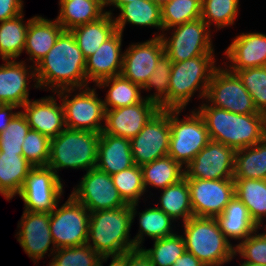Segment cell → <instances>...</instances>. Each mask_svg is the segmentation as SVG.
<instances>
[{
	"label": "cell",
	"instance_id": "cell-1",
	"mask_svg": "<svg viewBox=\"0 0 266 266\" xmlns=\"http://www.w3.org/2000/svg\"><path fill=\"white\" fill-rule=\"evenodd\" d=\"M85 68L86 59L73 34L63 31L54 46L35 65L38 88L55 93L63 89L88 87Z\"/></svg>",
	"mask_w": 266,
	"mask_h": 266
},
{
	"label": "cell",
	"instance_id": "cell-2",
	"mask_svg": "<svg viewBox=\"0 0 266 266\" xmlns=\"http://www.w3.org/2000/svg\"><path fill=\"white\" fill-rule=\"evenodd\" d=\"M203 102L196 110L211 140L239 150L255 145L266 136L265 114L232 113Z\"/></svg>",
	"mask_w": 266,
	"mask_h": 266
},
{
	"label": "cell",
	"instance_id": "cell-3",
	"mask_svg": "<svg viewBox=\"0 0 266 266\" xmlns=\"http://www.w3.org/2000/svg\"><path fill=\"white\" fill-rule=\"evenodd\" d=\"M215 56H198L182 62H173L168 97L159 105L162 110L186 109L194 96L205 100L216 66Z\"/></svg>",
	"mask_w": 266,
	"mask_h": 266
},
{
	"label": "cell",
	"instance_id": "cell-4",
	"mask_svg": "<svg viewBox=\"0 0 266 266\" xmlns=\"http://www.w3.org/2000/svg\"><path fill=\"white\" fill-rule=\"evenodd\" d=\"M132 223L131 205L128 204L90 212L86 244L100 256L120 255L137 249L133 239H129Z\"/></svg>",
	"mask_w": 266,
	"mask_h": 266
},
{
	"label": "cell",
	"instance_id": "cell-5",
	"mask_svg": "<svg viewBox=\"0 0 266 266\" xmlns=\"http://www.w3.org/2000/svg\"><path fill=\"white\" fill-rule=\"evenodd\" d=\"M182 225L186 251L205 266H223L235 257V247L226 239L215 217L192 216Z\"/></svg>",
	"mask_w": 266,
	"mask_h": 266
},
{
	"label": "cell",
	"instance_id": "cell-6",
	"mask_svg": "<svg viewBox=\"0 0 266 266\" xmlns=\"http://www.w3.org/2000/svg\"><path fill=\"white\" fill-rule=\"evenodd\" d=\"M99 138L100 133L65 128L51 138L47 166L57 175L65 168L85 171L95 168Z\"/></svg>",
	"mask_w": 266,
	"mask_h": 266
},
{
	"label": "cell",
	"instance_id": "cell-7",
	"mask_svg": "<svg viewBox=\"0 0 266 266\" xmlns=\"http://www.w3.org/2000/svg\"><path fill=\"white\" fill-rule=\"evenodd\" d=\"M182 111L184 109H170L168 155L185 168L211 139L205 122L196 109L181 119L179 116Z\"/></svg>",
	"mask_w": 266,
	"mask_h": 266
},
{
	"label": "cell",
	"instance_id": "cell-8",
	"mask_svg": "<svg viewBox=\"0 0 266 266\" xmlns=\"http://www.w3.org/2000/svg\"><path fill=\"white\" fill-rule=\"evenodd\" d=\"M96 89L88 86L55 92L63 105L66 128L96 133L103 131L105 108L103 100L98 98ZM77 90L78 93L75 92ZM74 92L73 96L71 93Z\"/></svg>",
	"mask_w": 266,
	"mask_h": 266
},
{
	"label": "cell",
	"instance_id": "cell-9",
	"mask_svg": "<svg viewBox=\"0 0 266 266\" xmlns=\"http://www.w3.org/2000/svg\"><path fill=\"white\" fill-rule=\"evenodd\" d=\"M173 29V30H172ZM172 30L171 36L165 32L161 38L164 42L165 54L172 62H182L198 56H214L211 29L201 19L189 21L165 31Z\"/></svg>",
	"mask_w": 266,
	"mask_h": 266
},
{
	"label": "cell",
	"instance_id": "cell-10",
	"mask_svg": "<svg viewBox=\"0 0 266 266\" xmlns=\"http://www.w3.org/2000/svg\"><path fill=\"white\" fill-rule=\"evenodd\" d=\"M90 211L71 194L50 213V232L56 249L82 246L88 240Z\"/></svg>",
	"mask_w": 266,
	"mask_h": 266
},
{
	"label": "cell",
	"instance_id": "cell-11",
	"mask_svg": "<svg viewBox=\"0 0 266 266\" xmlns=\"http://www.w3.org/2000/svg\"><path fill=\"white\" fill-rule=\"evenodd\" d=\"M223 67L219 65L215 70L207 89L205 102L232 113L263 114L255 108L250 93L238 75Z\"/></svg>",
	"mask_w": 266,
	"mask_h": 266
},
{
	"label": "cell",
	"instance_id": "cell-12",
	"mask_svg": "<svg viewBox=\"0 0 266 266\" xmlns=\"http://www.w3.org/2000/svg\"><path fill=\"white\" fill-rule=\"evenodd\" d=\"M63 194L61 177L48 166H35L18 196L24 202V210L51 213Z\"/></svg>",
	"mask_w": 266,
	"mask_h": 266
},
{
	"label": "cell",
	"instance_id": "cell-13",
	"mask_svg": "<svg viewBox=\"0 0 266 266\" xmlns=\"http://www.w3.org/2000/svg\"><path fill=\"white\" fill-rule=\"evenodd\" d=\"M134 164L142 166L168 155L170 110L160 109L131 140Z\"/></svg>",
	"mask_w": 266,
	"mask_h": 266
},
{
	"label": "cell",
	"instance_id": "cell-14",
	"mask_svg": "<svg viewBox=\"0 0 266 266\" xmlns=\"http://www.w3.org/2000/svg\"><path fill=\"white\" fill-rule=\"evenodd\" d=\"M236 150L210 140L184 168L186 179H233Z\"/></svg>",
	"mask_w": 266,
	"mask_h": 266
},
{
	"label": "cell",
	"instance_id": "cell-15",
	"mask_svg": "<svg viewBox=\"0 0 266 266\" xmlns=\"http://www.w3.org/2000/svg\"><path fill=\"white\" fill-rule=\"evenodd\" d=\"M71 195L90 212L122 208L127 204L119 195L111 175L92 168L82 176Z\"/></svg>",
	"mask_w": 266,
	"mask_h": 266
},
{
	"label": "cell",
	"instance_id": "cell-16",
	"mask_svg": "<svg viewBox=\"0 0 266 266\" xmlns=\"http://www.w3.org/2000/svg\"><path fill=\"white\" fill-rule=\"evenodd\" d=\"M193 215L216 217L235 195L234 179H187Z\"/></svg>",
	"mask_w": 266,
	"mask_h": 266
},
{
	"label": "cell",
	"instance_id": "cell-17",
	"mask_svg": "<svg viewBox=\"0 0 266 266\" xmlns=\"http://www.w3.org/2000/svg\"><path fill=\"white\" fill-rule=\"evenodd\" d=\"M17 227L20 229L16 234L17 241L35 264L44 258L48 250V256L57 250L50 232V213L24 210Z\"/></svg>",
	"mask_w": 266,
	"mask_h": 266
},
{
	"label": "cell",
	"instance_id": "cell-18",
	"mask_svg": "<svg viewBox=\"0 0 266 266\" xmlns=\"http://www.w3.org/2000/svg\"><path fill=\"white\" fill-rule=\"evenodd\" d=\"M164 54L165 48L161 36L142 43H132L124 50L121 75L143 87Z\"/></svg>",
	"mask_w": 266,
	"mask_h": 266
},
{
	"label": "cell",
	"instance_id": "cell-19",
	"mask_svg": "<svg viewBox=\"0 0 266 266\" xmlns=\"http://www.w3.org/2000/svg\"><path fill=\"white\" fill-rule=\"evenodd\" d=\"M159 110V106L147 98L134 105L105 110L102 132L131 140Z\"/></svg>",
	"mask_w": 266,
	"mask_h": 266
},
{
	"label": "cell",
	"instance_id": "cell-20",
	"mask_svg": "<svg viewBox=\"0 0 266 266\" xmlns=\"http://www.w3.org/2000/svg\"><path fill=\"white\" fill-rule=\"evenodd\" d=\"M3 63L0 65V104L20 109L29 100L30 79L38 88L35 66L27 67L25 61L17 60H3Z\"/></svg>",
	"mask_w": 266,
	"mask_h": 266
},
{
	"label": "cell",
	"instance_id": "cell-21",
	"mask_svg": "<svg viewBox=\"0 0 266 266\" xmlns=\"http://www.w3.org/2000/svg\"><path fill=\"white\" fill-rule=\"evenodd\" d=\"M57 99L53 95L30 99L21 107L30 128L50 139L66 128L63 105L57 103Z\"/></svg>",
	"mask_w": 266,
	"mask_h": 266
},
{
	"label": "cell",
	"instance_id": "cell-22",
	"mask_svg": "<svg viewBox=\"0 0 266 266\" xmlns=\"http://www.w3.org/2000/svg\"><path fill=\"white\" fill-rule=\"evenodd\" d=\"M225 50L228 62H223L228 70H238L266 66V34L247 32L237 35Z\"/></svg>",
	"mask_w": 266,
	"mask_h": 266
},
{
	"label": "cell",
	"instance_id": "cell-23",
	"mask_svg": "<svg viewBox=\"0 0 266 266\" xmlns=\"http://www.w3.org/2000/svg\"><path fill=\"white\" fill-rule=\"evenodd\" d=\"M122 38L123 34L116 31L86 59L85 74L88 83L92 80L96 86L102 80L121 75L124 56L121 49Z\"/></svg>",
	"mask_w": 266,
	"mask_h": 266
},
{
	"label": "cell",
	"instance_id": "cell-24",
	"mask_svg": "<svg viewBox=\"0 0 266 266\" xmlns=\"http://www.w3.org/2000/svg\"><path fill=\"white\" fill-rule=\"evenodd\" d=\"M134 164L129 139L101 132L98 141L96 168L112 175Z\"/></svg>",
	"mask_w": 266,
	"mask_h": 266
},
{
	"label": "cell",
	"instance_id": "cell-25",
	"mask_svg": "<svg viewBox=\"0 0 266 266\" xmlns=\"http://www.w3.org/2000/svg\"><path fill=\"white\" fill-rule=\"evenodd\" d=\"M63 31L56 19L48 20L42 15L32 17L26 33L24 51L29 55L33 66L49 52Z\"/></svg>",
	"mask_w": 266,
	"mask_h": 266
},
{
	"label": "cell",
	"instance_id": "cell-26",
	"mask_svg": "<svg viewBox=\"0 0 266 266\" xmlns=\"http://www.w3.org/2000/svg\"><path fill=\"white\" fill-rule=\"evenodd\" d=\"M220 230L226 239L244 241L248 236L253 234L257 229H261L252 219L247 207L242 201L234 195L224 211L215 217Z\"/></svg>",
	"mask_w": 266,
	"mask_h": 266
},
{
	"label": "cell",
	"instance_id": "cell-27",
	"mask_svg": "<svg viewBox=\"0 0 266 266\" xmlns=\"http://www.w3.org/2000/svg\"><path fill=\"white\" fill-rule=\"evenodd\" d=\"M119 15L114 17V22L117 31L122 34L127 24L137 25L142 27H153L161 30V33H155V37L162 36L163 24L161 19V8L153 1H133L122 5L119 8Z\"/></svg>",
	"mask_w": 266,
	"mask_h": 266
},
{
	"label": "cell",
	"instance_id": "cell-28",
	"mask_svg": "<svg viewBox=\"0 0 266 266\" xmlns=\"http://www.w3.org/2000/svg\"><path fill=\"white\" fill-rule=\"evenodd\" d=\"M105 11L106 13L98 20L70 30L85 59L96 52L101 44L117 31L113 19L114 13L111 10Z\"/></svg>",
	"mask_w": 266,
	"mask_h": 266
},
{
	"label": "cell",
	"instance_id": "cell-29",
	"mask_svg": "<svg viewBox=\"0 0 266 266\" xmlns=\"http://www.w3.org/2000/svg\"><path fill=\"white\" fill-rule=\"evenodd\" d=\"M138 205V203L131 205L132 222H134L137 214L139 215V230L136 236L133 237L136 248H142V243H144V237L146 236L156 240L172 236L176 233L172 228L174 220L164 211L154 206L138 213Z\"/></svg>",
	"mask_w": 266,
	"mask_h": 266
},
{
	"label": "cell",
	"instance_id": "cell-30",
	"mask_svg": "<svg viewBox=\"0 0 266 266\" xmlns=\"http://www.w3.org/2000/svg\"><path fill=\"white\" fill-rule=\"evenodd\" d=\"M23 155L0 151V194L9 201L19 195L29 171L33 168Z\"/></svg>",
	"mask_w": 266,
	"mask_h": 266
},
{
	"label": "cell",
	"instance_id": "cell-31",
	"mask_svg": "<svg viewBox=\"0 0 266 266\" xmlns=\"http://www.w3.org/2000/svg\"><path fill=\"white\" fill-rule=\"evenodd\" d=\"M60 12L55 18L64 31L98 20L106 13L104 0L59 1Z\"/></svg>",
	"mask_w": 266,
	"mask_h": 266
},
{
	"label": "cell",
	"instance_id": "cell-32",
	"mask_svg": "<svg viewBox=\"0 0 266 266\" xmlns=\"http://www.w3.org/2000/svg\"><path fill=\"white\" fill-rule=\"evenodd\" d=\"M159 202L155 205L164 211L175 222L182 218V223L186 222L193 215L190 189L187 179L184 177L176 184L161 189Z\"/></svg>",
	"mask_w": 266,
	"mask_h": 266
},
{
	"label": "cell",
	"instance_id": "cell-33",
	"mask_svg": "<svg viewBox=\"0 0 266 266\" xmlns=\"http://www.w3.org/2000/svg\"><path fill=\"white\" fill-rule=\"evenodd\" d=\"M233 179L266 180V136L253 146L236 150Z\"/></svg>",
	"mask_w": 266,
	"mask_h": 266
},
{
	"label": "cell",
	"instance_id": "cell-34",
	"mask_svg": "<svg viewBox=\"0 0 266 266\" xmlns=\"http://www.w3.org/2000/svg\"><path fill=\"white\" fill-rule=\"evenodd\" d=\"M95 87H109L103 100L105 110L134 105L145 99V97L141 96L142 87L122 75L102 80Z\"/></svg>",
	"mask_w": 266,
	"mask_h": 266
},
{
	"label": "cell",
	"instance_id": "cell-35",
	"mask_svg": "<svg viewBox=\"0 0 266 266\" xmlns=\"http://www.w3.org/2000/svg\"><path fill=\"white\" fill-rule=\"evenodd\" d=\"M140 167L146 191L148 187L164 189L167 186L176 184L185 175L184 167L169 155L158 158Z\"/></svg>",
	"mask_w": 266,
	"mask_h": 266
},
{
	"label": "cell",
	"instance_id": "cell-36",
	"mask_svg": "<svg viewBox=\"0 0 266 266\" xmlns=\"http://www.w3.org/2000/svg\"><path fill=\"white\" fill-rule=\"evenodd\" d=\"M235 195L247 207L253 221L263 228L266 217V180L234 179Z\"/></svg>",
	"mask_w": 266,
	"mask_h": 266
},
{
	"label": "cell",
	"instance_id": "cell-37",
	"mask_svg": "<svg viewBox=\"0 0 266 266\" xmlns=\"http://www.w3.org/2000/svg\"><path fill=\"white\" fill-rule=\"evenodd\" d=\"M24 13L0 22V57L3 60H17L24 51L26 33L30 19L24 22Z\"/></svg>",
	"mask_w": 266,
	"mask_h": 266
},
{
	"label": "cell",
	"instance_id": "cell-38",
	"mask_svg": "<svg viewBox=\"0 0 266 266\" xmlns=\"http://www.w3.org/2000/svg\"><path fill=\"white\" fill-rule=\"evenodd\" d=\"M240 0H202L201 19L220 30L234 25L238 17Z\"/></svg>",
	"mask_w": 266,
	"mask_h": 266
},
{
	"label": "cell",
	"instance_id": "cell-39",
	"mask_svg": "<svg viewBox=\"0 0 266 266\" xmlns=\"http://www.w3.org/2000/svg\"><path fill=\"white\" fill-rule=\"evenodd\" d=\"M141 249L153 266H172L186 251L184 238L178 233L154 240L153 248Z\"/></svg>",
	"mask_w": 266,
	"mask_h": 266
},
{
	"label": "cell",
	"instance_id": "cell-40",
	"mask_svg": "<svg viewBox=\"0 0 266 266\" xmlns=\"http://www.w3.org/2000/svg\"><path fill=\"white\" fill-rule=\"evenodd\" d=\"M202 0H172L161 7L163 32L174 26L201 18Z\"/></svg>",
	"mask_w": 266,
	"mask_h": 266
},
{
	"label": "cell",
	"instance_id": "cell-41",
	"mask_svg": "<svg viewBox=\"0 0 266 266\" xmlns=\"http://www.w3.org/2000/svg\"><path fill=\"white\" fill-rule=\"evenodd\" d=\"M119 195L128 205L139 203L146 189L143 183L142 170L138 165L111 175Z\"/></svg>",
	"mask_w": 266,
	"mask_h": 266
},
{
	"label": "cell",
	"instance_id": "cell-42",
	"mask_svg": "<svg viewBox=\"0 0 266 266\" xmlns=\"http://www.w3.org/2000/svg\"><path fill=\"white\" fill-rule=\"evenodd\" d=\"M236 74L250 93L257 111L266 115V66L238 70Z\"/></svg>",
	"mask_w": 266,
	"mask_h": 266
},
{
	"label": "cell",
	"instance_id": "cell-43",
	"mask_svg": "<svg viewBox=\"0 0 266 266\" xmlns=\"http://www.w3.org/2000/svg\"><path fill=\"white\" fill-rule=\"evenodd\" d=\"M172 63V60L164 54L159 59L146 84L142 87L144 91H151L154 88L155 92L145 98L156 103L158 106L168 97Z\"/></svg>",
	"mask_w": 266,
	"mask_h": 266
},
{
	"label": "cell",
	"instance_id": "cell-44",
	"mask_svg": "<svg viewBox=\"0 0 266 266\" xmlns=\"http://www.w3.org/2000/svg\"><path fill=\"white\" fill-rule=\"evenodd\" d=\"M30 129L25 116L19 111L0 132V151L22 155V143Z\"/></svg>",
	"mask_w": 266,
	"mask_h": 266
},
{
	"label": "cell",
	"instance_id": "cell-45",
	"mask_svg": "<svg viewBox=\"0 0 266 266\" xmlns=\"http://www.w3.org/2000/svg\"><path fill=\"white\" fill-rule=\"evenodd\" d=\"M52 261L58 266H98L100 255L88 244L55 251Z\"/></svg>",
	"mask_w": 266,
	"mask_h": 266
},
{
	"label": "cell",
	"instance_id": "cell-46",
	"mask_svg": "<svg viewBox=\"0 0 266 266\" xmlns=\"http://www.w3.org/2000/svg\"><path fill=\"white\" fill-rule=\"evenodd\" d=\"M50 141L38 131L30 129L22 143V155L32 166H47L50 156Z\"/></svg>",
	"mask_w": 266,
	"mask_h": 266
},
{
	"label": "cell",
	"instance_id": "cell-47",
	"mask_svg": "<svg viewBox=\"0 0 266 266\" xmlns=\"http://www.w3.org/2000/svg\"><path fill=\"white\" fill-rule=\"evenodd\" d=\"M235 256L244 258L240 264H262L266 266V231L259 233L258 229L244 241L234 245Z\"/></svg>",
	"mask_w": 266,
	"mask_h": 266
},
{
	"label": "cell",
	"instance_id": "cell-48",
	"mask_svg": "<svg viewBox=\"0 0 266 266\" xmlns=\"http://www.w3.org/2000/svg\"><path fill=\"white\" fill-rule=\"evenodd\" d=\"M23 0H0V22L23 13Z\"/></svg>",
	"mask_w": 266,
	"mask_h": 266
},
{
	"label": "cell",
	"instance_id": "cell-49",
	"mask_svg": "<svg viewBox=\"0 0 266 266\" xmlns=\"http://www.w3.org/2000/svg\"><path fill=\"white\" fill-rule=\"evenodd\" d=\"M126 266H153L141 248L126 252Z\"/></svg>",
	"mask_w": 266,
	"mask_h": 266
},
{
	"label": "cell",
	"instance_id": "cell-50",
	"mask_svg": "<svg viewBox=\"0 0 266 266\" xmlns=\"http://www.w3.org/2000/svg\"><path fill=\"white\" fill-rule=\"evenodd\" d=\"M17 109L15 105L0 104V132L6 129L11 119L19 112H13Z\"/></svg>",
	"mask_w": 266,
	"mask_h": 266
},
{
	"label": "cell",
	"instance_id": "cell-51",
	"mask_svg": "<svg viewBox=\"0 0 266 266\" xmlns=\"http://www.w3.org/2000/svg\"><path fill=\"white\" fill-rule=\"evenodd\" d=\"M172 266H205L192 253L185 251L181 257L177 258Z\"/></svg>",
	"mask_w": 266,
	"mask_h": 266
},
{
	"label": "cell",
	"instance_id": "cell-52",
	"mask_svg": "<svg viewBox=\"0 0 266 266\" xmlns=\"http://www.w3.org/2000/svg\"><path fill=\"white\" fill-rule=\"evenodd\" d=\"M111 257V263L109 266H126V253L120 254V255H105L101 256L98 266H103V262L105 263L108 258Z\"/></svg>",
	"mask_w": 266,
	"mask_h": 266
},
{
	"label": "cell",
	"instance_id": "cell-53",
	"mask_svg": "<svg viewBox=\"0 0 266 266\" xmlns=\"http://www.w3.org/2000/svg\"><path fill=\"white\" fill-rule=\"evenodd\" d=\"M135 0H104V7L114 6V8H120L122 5L131 3ZM138 1V0H136ZM139 1H152V0H139Z\"/></svg>",
	"mask_w": 266,
	"mask_h": 266
},
{
	"label": "cell",
	"instance_id": "cell-54",
	"mask_svg": "<svg viewBox=\"0 0 266 266\" xmlns=\"http://www.w3.org/2000/svg\"><path fill=\"white\" fill-rule=\"evenodd\" d=\"M152 1L161 8L168 2H171L172 0H152Z\"/></svg>",
	"mask_w": 266,
	"mask_h": 266
},
{
	"label": "cell",
	"instance_id": "cell-55",
	"mask_svg": "<svg viewBox=\"0 0 266 266\" xmlns=\"http://www.w3.org/2000/svg\"><path fill=\"white\" fill-rule=\"evenodd\" d=\"M239 266H265L262 264H239Z\"/></svg>",
	"mask_w": 266,
	"mask_h": 266
},
{
	"label": "cell",
	"instance_id": "cell-56",
	"mask_svg": "<svg viewBox=\"0 0 266 266\" xmlns=\"http://www.w3.org/2000/svg\"><path fill=\"white\" fill-rule=\"evenodd\" d=\"M48 266H58V265H56L52 260H50V262L48 263Z\"/></svg>",
	"mask_w": 266,
	"mask_h": 266
}]
</instances>
